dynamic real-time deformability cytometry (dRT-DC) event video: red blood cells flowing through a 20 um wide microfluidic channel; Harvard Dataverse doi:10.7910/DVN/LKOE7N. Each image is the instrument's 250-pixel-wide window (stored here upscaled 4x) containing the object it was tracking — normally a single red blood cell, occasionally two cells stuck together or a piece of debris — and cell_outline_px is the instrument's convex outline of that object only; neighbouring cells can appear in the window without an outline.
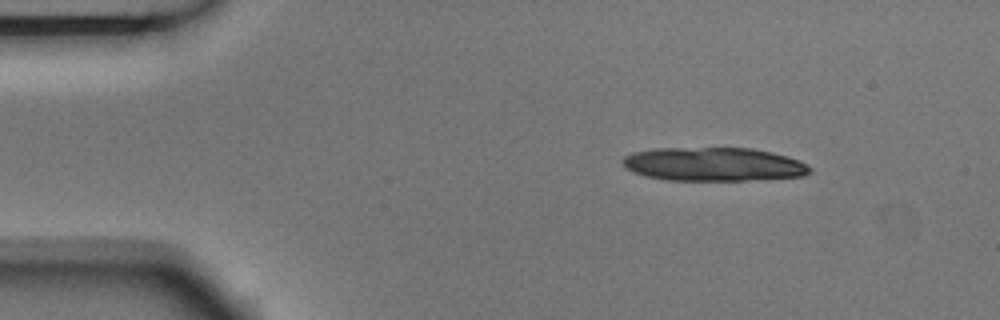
{"species": "Egyptian fruit bat (a non-hibernating species)", "species_latin": "Rousettus aegyptiacus", "temperature_condition": "room temperature", "stored_images_in_passage": 3, "camera_frame_rate_fps": 3000, "um_per_image_px": 0.085, "animal": {"sex": "male"}, "frame": {"image": 1, "passage_image": 1, "time_ms": 0.0, "image_size_px": [1000, 320], "cell_outline_px": [[812, 172], [804, 176], [744, 180], [664, 180], [644, 176], [624, 168], [620, 160], [624, 156], [632, 152], [656, 148], [752, 148], [772, 152], [788, 156], [800, 160], [812, 168]], "centroid_in_image_um": [60.63, 13.96], "position_along_channel_um": 24.4, "area_um2": 37.05}}